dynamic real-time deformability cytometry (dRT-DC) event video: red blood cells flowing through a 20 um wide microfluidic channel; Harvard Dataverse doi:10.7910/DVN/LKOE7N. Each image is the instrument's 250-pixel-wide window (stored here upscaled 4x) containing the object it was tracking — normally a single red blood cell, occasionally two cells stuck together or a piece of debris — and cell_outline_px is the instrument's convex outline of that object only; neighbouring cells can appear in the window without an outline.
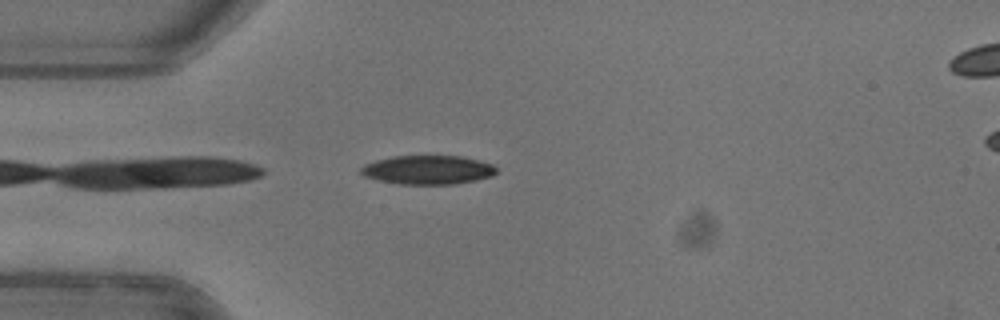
{"species": "common noctule bat (a hibernating species)", "species_latin": "Nyctalus noctula", "temperature_condition": "warm", "stored_images_in_passage": 36, "camera_frame_rate_fps": 3000, "um_per_image_px": 0.085, "animal": {"sex": "female"}, "frame": {"image": 1, "passage_image": 1, "time_ms": 0.0, "image_size_px": [1000, 320], "cell_outline_px": [[496, 172], [492, 176], [476, 180], [452, 184], [396, 184], [364, 176], [360, 172], [360, 168], [364, 164], [376, 160], [392, 156], [460, 156], [492, 164], [496, 168]], "centroid_in_image_um": [36.34, 14.44], "position_along_channel_um": 48.7, "area_um2": 22.72}}
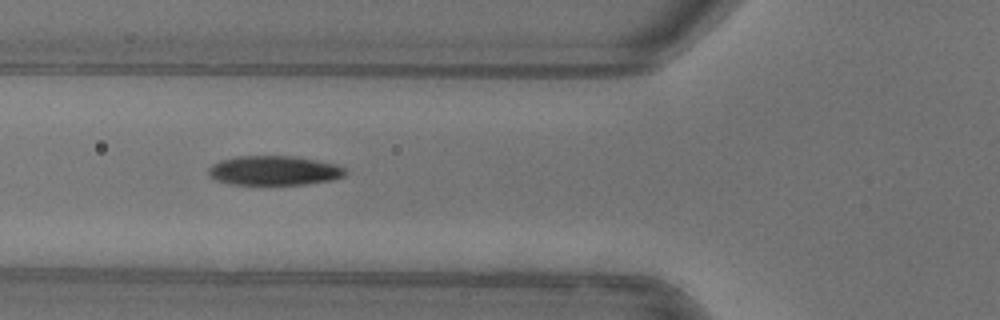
{"frame": {"image": 2, "passage_image": 6, "time_ms": 1.667, "image_size_px": [1000, 320], "cell_outline_px": [[348, 172], [344, 176], [332, 180], [304, 184], [232, 184], [216, 180], [208, 176], [208, 168], [212, 164], [220, 160], [236, 156], [292, 156], [316, 160], [336, 164], [344, 168]], "centroid_in_image_um": [23.28, 14.49], "position_along_channel_um": 102.5, "area_um2": 23.47}, "authors_computed_cell_mechanics": {"area_um2": 24.5361, "velocity_mm_per_s": 3.9809, "shape_relaxation_time_tau1_ms": 4.2434, "shape_relaxation_time_tau2_ms": 1.2562, "deformation_change_tau1": 0.1695, "deformation_change_tau2": 0.0653}}